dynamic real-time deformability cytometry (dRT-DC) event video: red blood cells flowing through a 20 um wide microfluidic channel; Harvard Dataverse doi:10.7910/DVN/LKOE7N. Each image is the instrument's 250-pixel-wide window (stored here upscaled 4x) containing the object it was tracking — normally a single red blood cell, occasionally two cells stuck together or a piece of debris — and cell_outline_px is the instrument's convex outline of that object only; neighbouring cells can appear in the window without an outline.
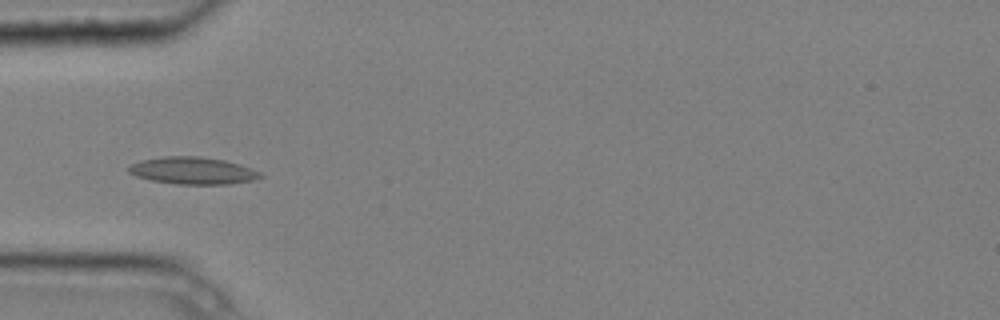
{"species": "common noctule bat (a hibernating species)", "species_latin": "Nyctalus noctula", "temperature_condition": "cold", "stored_images_in_passage": 6, "camera_frame_rate_fps": 3000, "um_per_image_px": 0.085, "animal": {"sex": "male", "body_mass_g": 20.4}, "frame": {"image": 1, "passage_image": 4, "time_ms": 1.0, "image_size_px": [1000, 320], "cell_outline_px": [[264, 176], [252, 180], [232, 184], [176, 184], [152, 180], [136, 176], [128, 172], [128, 168], [132, 164], [144, 160], [164, 156], [200, 156], [224, 160], [240, 164], [260, 172]], "centroid_in_image_um": [16.41, 14.51], "position_along_channel_um": 68.6, "area_um2": 20.69}}
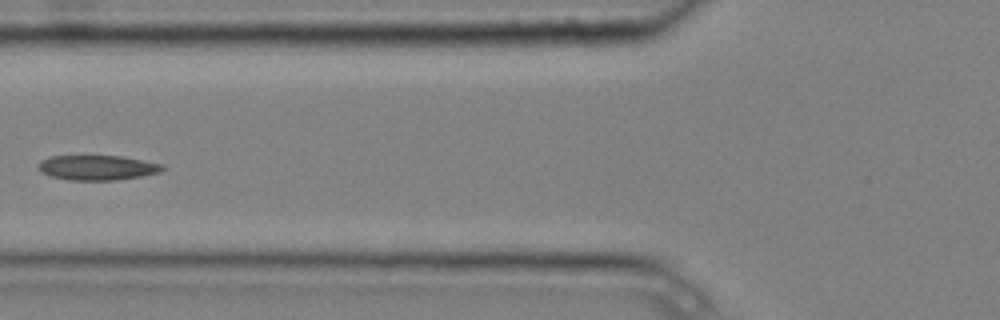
{"frame": {"image": 2, "passage_image": 5, "time_ms": 1.333, "image_size_px": [1000, 320], "cell_outline_px": [[164, 168], [160, 172], [140, 176], [116, 180], [68, 180], [52, 176], [40, 172], [40, 160], [52, 156], [124, 156], [160, 164]], "centroid_in_image_um": [8.26, 14.25], "position_along_channel_um": 117.5, "area_um2": 17.74}}
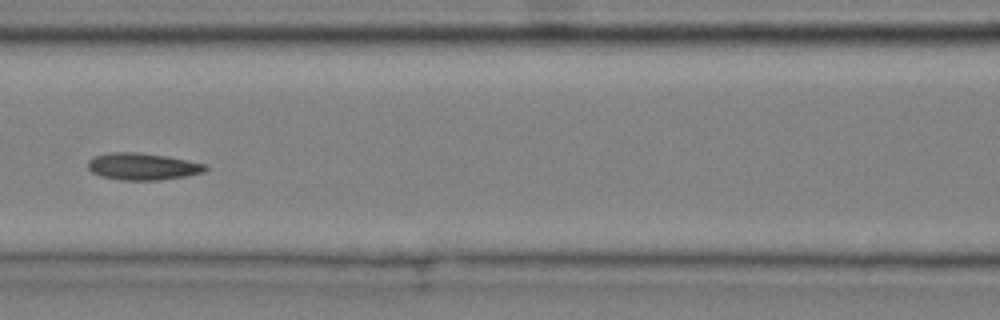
{"frame": {"image": 3, "passage_image": 6, "time_ms": 1.667, "image_size_px": [1000, 320], "cell_outline_px": [[208, 168], [204, 172], [184, 176], [160, 180], [120, 180], [100, 176], [92, 172], [88, 168], [88, 160], [96, 156], [112, 152], [140, 152], [168, 156], [208, 164]], "centroid_in_image_um": [12.15, 14.15], "position_along_channel_um": 154.5, "area_um2": 18.55}}